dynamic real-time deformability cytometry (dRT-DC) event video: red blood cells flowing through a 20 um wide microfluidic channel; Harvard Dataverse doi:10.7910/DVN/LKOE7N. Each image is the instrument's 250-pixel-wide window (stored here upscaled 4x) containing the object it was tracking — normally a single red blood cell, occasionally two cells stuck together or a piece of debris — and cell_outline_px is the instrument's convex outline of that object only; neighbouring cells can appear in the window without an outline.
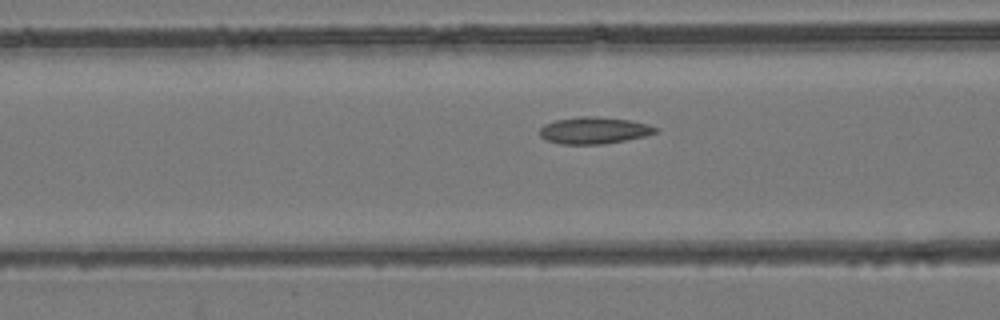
{"species": "common noctule bat (a hibernating species)", "species_latin": "Nyctalus noctula", "temperature_condition": "room temperature", "stored_images_in_passage": 33, "camera_frame_rate_fps": 3000, "um_per_image_px": 0.085, "animal": {"sex": "female", "body_mass_g": 24.6, "forearm_length_mm": 56.2}, "frame": {"image": 1, "passage_image": 6, "time_ms": 1.667, "image_size_px": [1000, 320], "cell_outline_px": [[652, 132], [620, 140], [584, 144], [572, 144], [552, 140], [544, 136], [540, 132], [544, 128], [552, 124], [564, 120], [620, 120], [640, 124], [652, 128]], "centroid_in_image_um": [50.43, 11.14], "position_along_channel_um": 116.2, "area_um2": 14.51}}
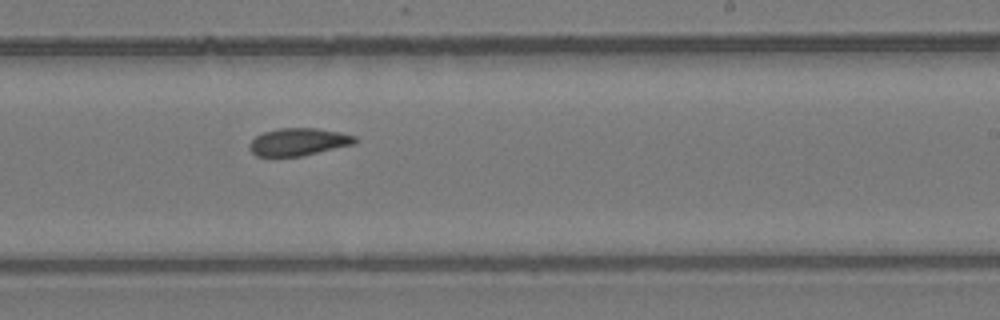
{"frame": {"image": 2, "passage_image": 16, "time_ms": 5.0, "image_size_px": [1000, 320], "cell_outline_px": [[356, 140], [344, 144], [296, 156], [260, 156], [252, 148], [252, 144], [260, 136], [268, 132], [328, 132], [352, 136]], "centroid_in_image_um": [25.27, 12.15], "position_along_channel_um": 263.7, "area_um2": 13.41}}
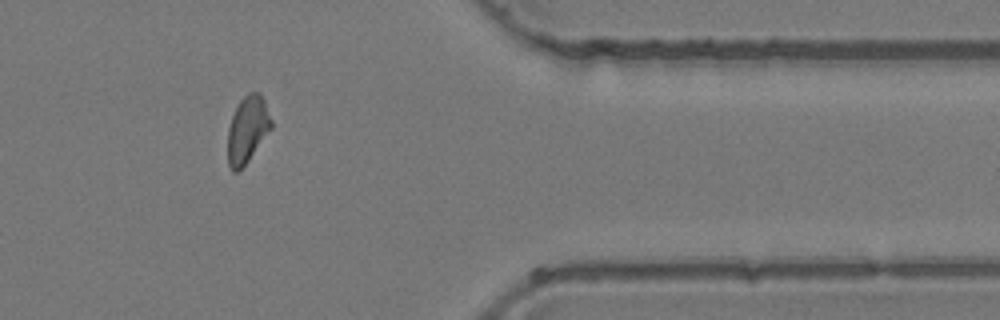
{"frame": {"image": 3, "passage_image": 26, "time_ms": 8.333, "image_size_px": [1000, 320], "cell_outline_px": [[272, 124], [244, 164], [240, 168], [232, 168], [228, 160], [228, 136], [232, 120], [236, 108], [248, 96], [260, 96]], "centroid_in_image_um": [20.99, 11.06], "position_along_channel_um": 390.4, "area_um2": 14.68}}